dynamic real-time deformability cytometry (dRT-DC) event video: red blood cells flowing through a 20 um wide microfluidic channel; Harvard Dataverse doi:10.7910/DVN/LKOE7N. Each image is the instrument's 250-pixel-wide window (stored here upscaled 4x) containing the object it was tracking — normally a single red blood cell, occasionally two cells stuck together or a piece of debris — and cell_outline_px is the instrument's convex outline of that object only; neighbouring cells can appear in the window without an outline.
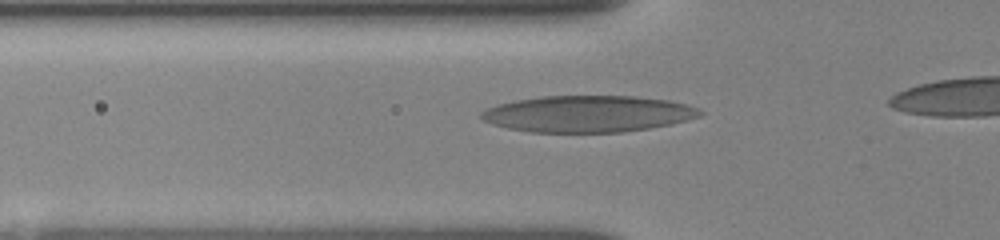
{"species": "human", "species_latin": "Homo sapiens", "temperature_condition": "room temperature", "stored_images_in_passage": 16, "segment_of_instrument_passage": [1, 2], "camera_frame_rate_fps": 3000, "um_per_image_px": 0.085, "donor": {"sex": "female"}, "frame": {"image": 1, "passage_image": 6, "time_ms": 1.667, "image_size_px": [1000, 240], "cell_outline_px": [[704, 112], [700, 116], [688, 120], [672, 124], [648, 128], [620, 132], [532, 132], [508, 128], [492, 124], [484, 120], [480, 116], [480, 112], [496, 104], [516, 100], [540, 96], [636, 96], [668, 100], [700, 108]], "centroid_in_image_um": [49.98, 9.67], "position_along_channel_um": 75.8, "area_um2": 46.59}}
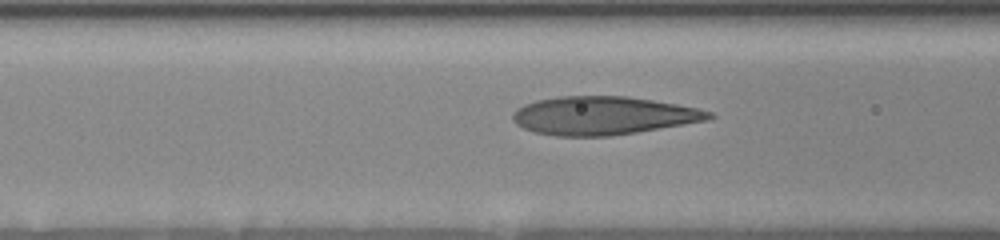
{"frame": {"image": 2, "passage_image": 9, "time_ms": 2.667, "image_size_px": [1000, 240], "cell_outline_px": [[716, 116], [708, 120], [636, 132], [608, 136], [556, 136], [532, 132], [516, 124], [512, 120], [512, 112], [516, 108], [524, 104], [536, 100], [560, 96], [628, 96], [676, 104], [696, 108], [712, 112]], "centroid_in_image_um": [51.22, 9.82], "position_along_channel_um": 115.4, "area_um2": 43.81}}
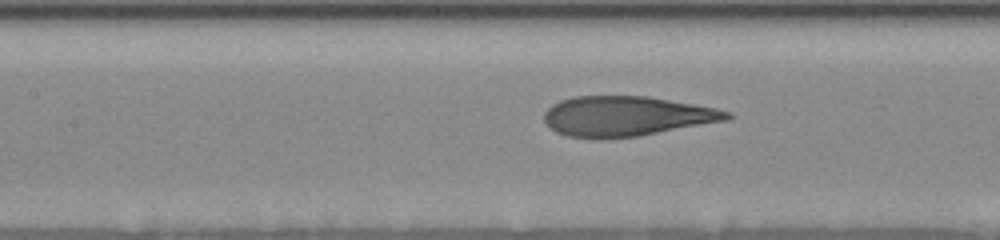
{"frame": {"image": 3, "passage_image": 13, "time_ms": 3.667, "image_size_px": [1000, 240], "cell_outline_px": [[732, 116], [728, 120], [640, 136], [592, 140], [568, 136], [556, 132], [544, 120], [544, 112], [552, 104], [560, 100], [572, 96], [648, 96], [716, 108], [732, 112]], "centroid_in_image_um": [53.23, 9.89], "position_along_channel_um": 154.2, "area_um2": 42.95}}